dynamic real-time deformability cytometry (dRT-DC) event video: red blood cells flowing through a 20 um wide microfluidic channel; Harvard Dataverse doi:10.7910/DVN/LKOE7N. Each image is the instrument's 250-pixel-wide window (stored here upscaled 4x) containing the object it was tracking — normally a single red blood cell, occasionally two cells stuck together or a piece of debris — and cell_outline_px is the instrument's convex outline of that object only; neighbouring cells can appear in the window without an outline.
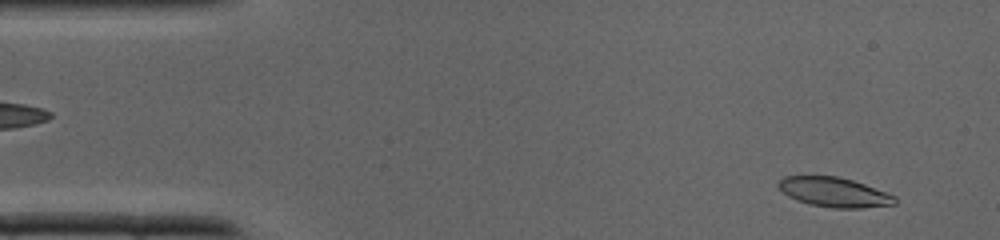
{"species": "common noctule bat (a hibernating species)", "species_latin": "Nyctalus noctula", "temperature_condition": "cold", "stored_images_in_passage": 36, "camera_frame_rate_fps": 3000, "um_per_image_px": 0.085, "animal": {"sex": "male", "body_mass_g": 19.0, "forearm_length_mm": 50.8}, "frame": {"image": 1, "passage_image": 2, "time_ms": 0.333, "image_size_px": [1000, 240], "cell_outline_px": [[896, 204], [860, 208], [832, 208], [808, 204], [796, 200], [788, 196], [776, 184], [784, 176], [836, 176], [852, 180], [864, 184], [896, 196]], "centroid_in_image_um": [70.89, 16.34], "position_along_channel_um": 14.1, "area_um2": 20.0}}
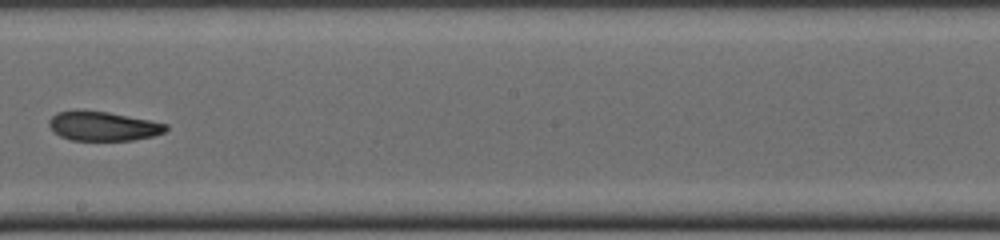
{"frame": {"image": 2, "passage_image": 20, "time_ms": 6.333, "image_size_px": [1000, 240], "cell_outline_px": [[168, 128], [164, 132], [152, 136], [132, 140], [72, 140], [60, 136], [48, 124], [48, 120], [56, 112], [108, 112], [168, 124]], "centroid_in_image_um": [8.79, 10.74], "position_along_channel_um": 239.4, "area_um2": 19.31}}
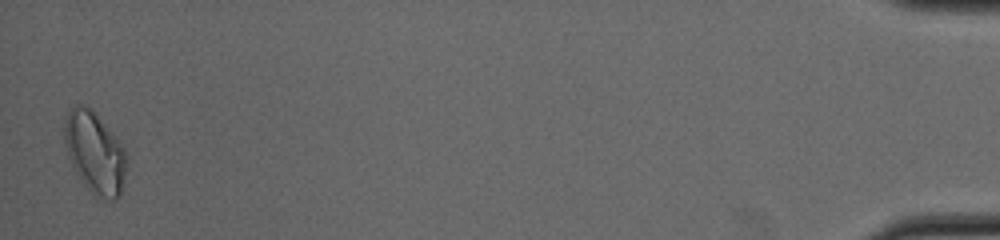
{"frame": {"image": 3, "passage_image": 36, "time_ms": 11.667, "image_size_px": [1000, 240], "cell_outline_px": [[128, 160], [124, 180], [120, 196], [116, 200], [108, 200], [96, 196], [80, 180], [68, 156], [64, 140], [64, 120], [68, 112], [76, 104], [84, 104], [92, 108], [96, 112], [124, 148]], "centroid_in_image_um": [8.07, 12.96], "position_along_channel_um": 427.1, "area_um2": 29.71}}